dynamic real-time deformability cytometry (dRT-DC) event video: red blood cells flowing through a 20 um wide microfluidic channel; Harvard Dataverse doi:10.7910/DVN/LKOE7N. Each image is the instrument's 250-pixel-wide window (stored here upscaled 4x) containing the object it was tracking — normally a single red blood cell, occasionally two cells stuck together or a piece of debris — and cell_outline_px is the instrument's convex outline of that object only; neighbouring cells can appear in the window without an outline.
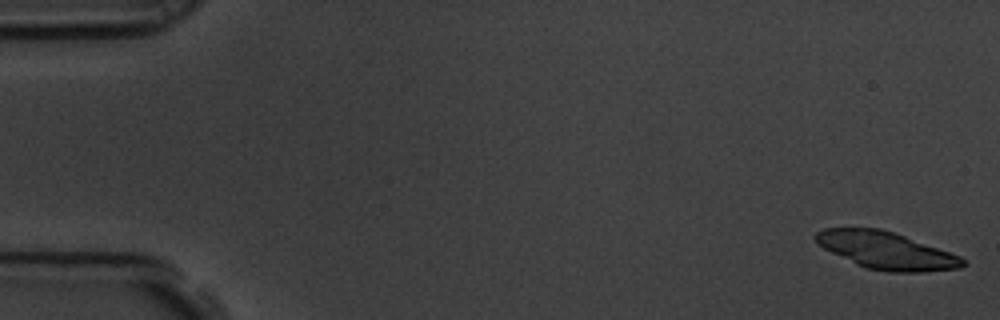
{"species": "common noctule bat (a hibernating species)", "species_latin": "Nyctalus noctula", "temperature_condition": "room temperature", "stored_images_in_passage": 58, "segment_of_instrument_passage": [1, 2], "camera_frame_rate_fps": 3000, "um_per_image_px": 0.085, "animal": {"sex": "male", "body_mass_g": 19.5, "forearm_length_mm": 54.6}, "frame": {"image": 1, "passage_image": 1, "time_ms": 0.0, "image_size_px": [1000, 320], "cell_outline_px": [[964, 264], [960, 268], [920, 272], [888, 272], [864, 268], [824, 248], [812, 236], [816, 232], [824, 228], [880, 228], [904, 236], [960, 256], [964, 260]], "centroid_in_image_um": [75.3, 21.3], "position_along_channel_um": 9.7, "area_um2": 31.44}}